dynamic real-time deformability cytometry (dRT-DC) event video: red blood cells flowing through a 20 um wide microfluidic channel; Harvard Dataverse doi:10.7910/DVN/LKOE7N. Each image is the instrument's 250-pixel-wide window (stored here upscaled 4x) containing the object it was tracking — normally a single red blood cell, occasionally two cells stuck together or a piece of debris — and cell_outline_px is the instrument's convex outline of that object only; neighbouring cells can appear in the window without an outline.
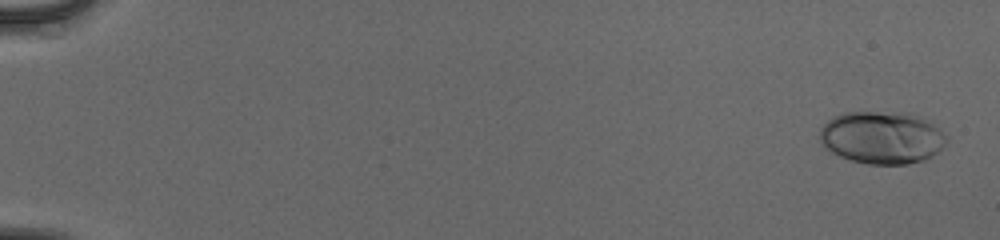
{"species": "human", "species_latin": "Homo sapiens", "temperature_condition": "cold", "stored_images_in_passage": 54, "camera_frame_rate_fps": 3000, "um_per_image_px": 0.085, "donor": {"sex": "male"}, "frame": {"image": 1, "passage_image": 2, "time_ms": 0.333, "image_size_px": [1000, 240], "cell_outline_px": [[948, 140], [932, 156], [924, 160], [908, 164], [868, 164], [852, 160], [828, 152], [820, 144], [820, 128], [832, 116], [844, 112], [912, 112], [920, 116], [940, 128], [948, 136]], "centroid_in_image_um": [74.95, 11.68], "position_along_channel_um": 10.0, "area_um2": 39.36}}
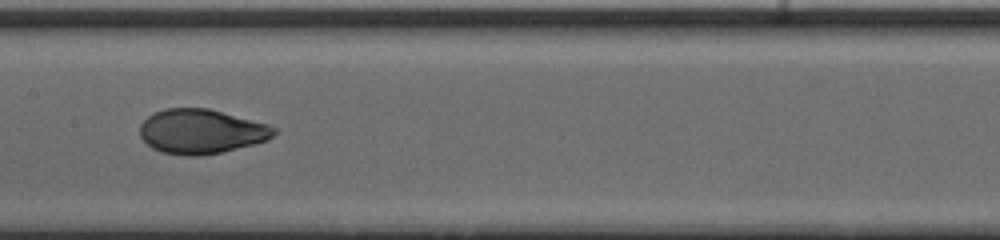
{"frame": {"image": 2, "passage_image": 30, "time_ms": 9.667, "image_size_px": [1000, 240], "cell_outline_px": [[276, 132], [268, 140], [220, 152], [200, 156], [184, 156], [160, 152], [152, 148], [140, 136], [140, 124], [148, 116], [164, 108], [208, 108], [268, 124], [276, 128]], "centroid_in_image_um": [17.08, 11.17], "position_along_channel_um": 190.3, "area_um2": 34.68}}
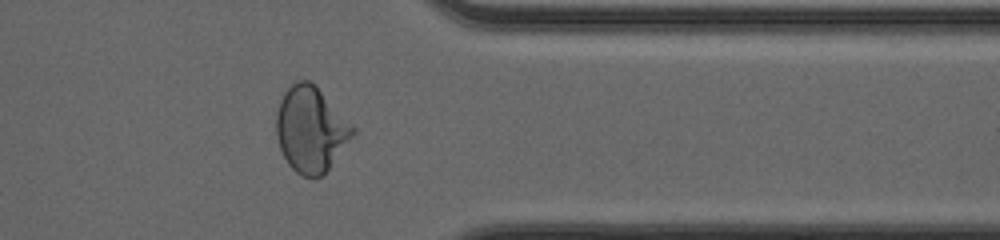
{"frame": {"image": 3, "passage_image": 45, "time_ms": 14.667, "image_size_px": [1000, 240], "cell_outline_px": [[356, 132], [328, 168], [320, 176], [312, 180], [300, 176], [288, 164], [280, 148], [276, 136], [276, 112], [280, 100], [284, 92], [292, 84], [300, 80], [308, 80], [316, 84], [356, 128]], "centroid_in_image_um": [26.41, 10.99], "position_along_channel_um": 385.0, "area_um2": 38.21}, "authors_computed_cell_mechanics": {"area_um2": 35.258, "velocity_mm_per_s": 3.9943, "shape_relaxation_time_tau1_ms": 4.8899, "shape_relaxation_time_tau2_ms": null, "deformation_change_tau1": 0.1968, "deformation_change_tau2": null}}